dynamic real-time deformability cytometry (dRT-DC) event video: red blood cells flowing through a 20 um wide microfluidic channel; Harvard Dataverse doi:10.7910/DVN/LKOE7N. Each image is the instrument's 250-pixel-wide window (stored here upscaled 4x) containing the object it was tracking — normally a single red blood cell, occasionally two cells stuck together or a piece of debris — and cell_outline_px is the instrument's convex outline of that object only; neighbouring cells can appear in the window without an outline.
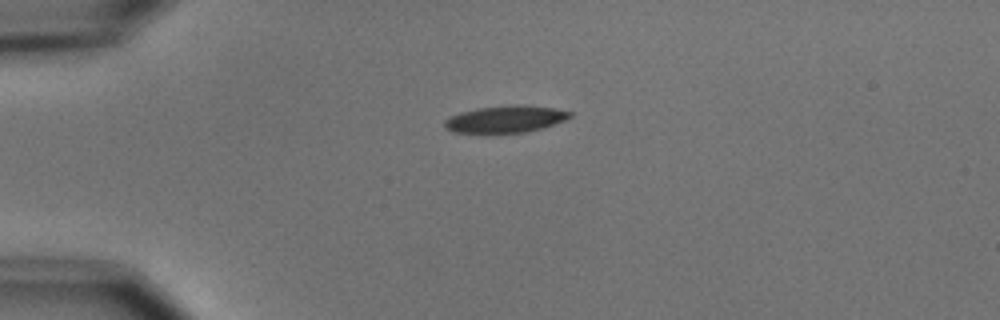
{"species": "common noctule bat (a hibernating species)", "species_latin": "Nyctalus noctula", "temperature_condition": "cold", "stored_images_in_passage": 3, "camera_frame_rate_fps": 3000, "um_per_image_px": 0.085, "animal": {"sex": "male", "body_mass_g": 15.6}, "frame": {"image": 1, "passage_image": 1, "time_ms": 0.0, "image_size_px": [1000, 320], "cell_outline_px": [[572, 116], [564, 120], [544, 128], [524, 132], [484, 136], [452, 132], [444, 128], [444, 120], [448, 116], [460, 112], [476, 108], [512, 104], [524, 104], [556, 108], [572, 112]], "centroid_in_image_um": [42.88, 10.16], "position_along_channel_um": 42.1, "area_um2": 20.92}}